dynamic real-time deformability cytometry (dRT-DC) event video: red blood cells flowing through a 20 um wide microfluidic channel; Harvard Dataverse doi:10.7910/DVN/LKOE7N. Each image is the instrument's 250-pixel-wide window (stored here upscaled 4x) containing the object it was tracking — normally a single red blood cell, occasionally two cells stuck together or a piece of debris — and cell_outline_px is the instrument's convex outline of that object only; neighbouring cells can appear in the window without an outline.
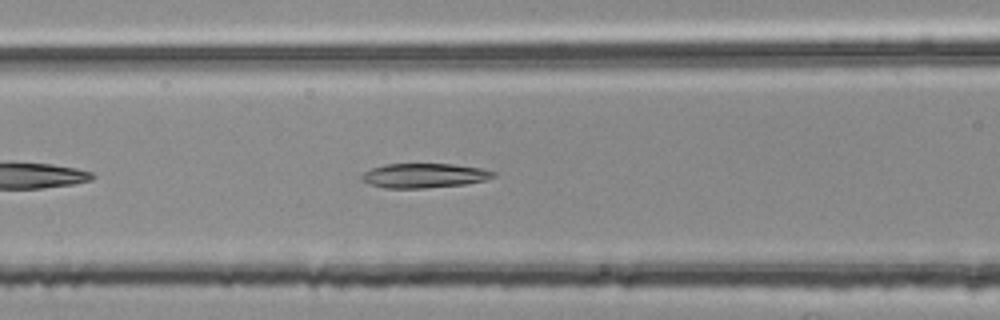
{"species": "common noctule bat (a hibernating species)", "species_latin": "Nyctalus noctula", "temperature_condition": "room temperature", "stored_images_in_passage": 31, "camera_frame_rate_fps": 3000, "um_per_image_px": 0.085, "animal": {"sex": "female", "body_mass_g": 25.1}, "frame": {"image": 1, "passage_image": 8, "time_ms": 2.333, "image_size_px": [1000, 320], "cell_outline_px": [[496, 176], [484, 180], [464, 184], [424, 188], [384, 188], [360, 180], [360, 176], [364, 172], [372, 168], [384, 164], [452, 164], [484, 168], [496, 172]], "centroid_in_image_um": [36.06, 14.92], "position_along_channel_um": 130.5, "area_um2": 18.79}}
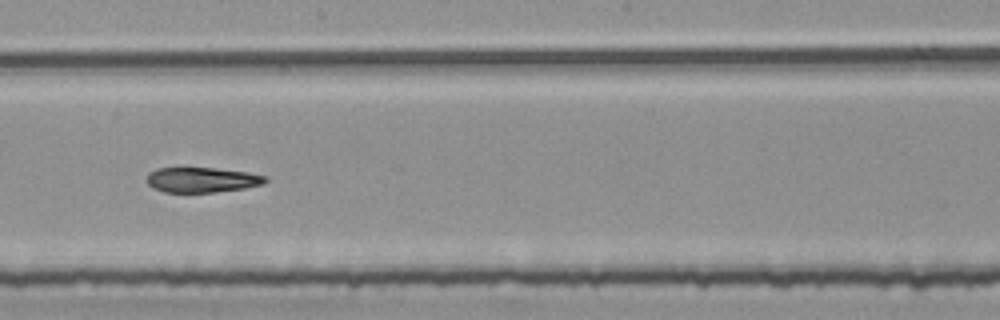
{"frame": {"image": 2, "passage_image": 16, "time_ms": 5.0, "image_size_px": [1000, 320], "cell_outline_px": [[268, 180], [264, 184], [244, 188], [212, 192], [164, 192], [152, 188], [148, 184], [148, 172], [156, 168], [216, 168], [248, 172], [268, 176]], "centroid_in_image_um": [17.18, 15.28], "position_along_channel_um": 231.0, "area_um2": 17.4}}
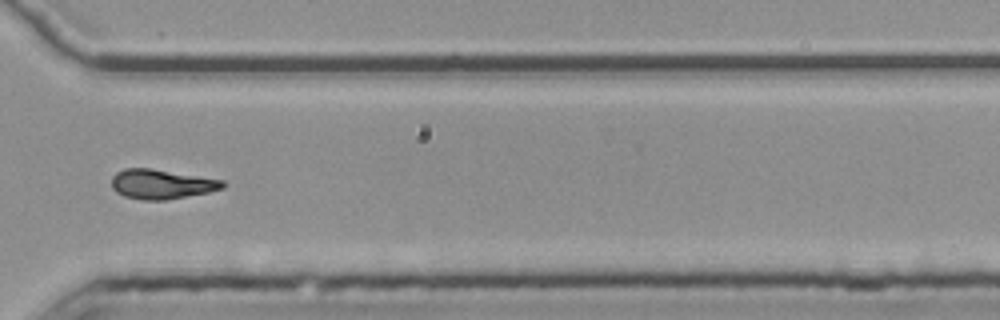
{"frame": {"image": 3, "passage_image": 26, "time_ms": 8.333, "image_size_px": [1000, 320], "cell_outline_px": [[228, 184], [224, 188], [208, 192], [164, 200], [144, 200], [124, 196], [116, 192], [112, 188], [112, 176], [116, 172], [124, 168], [152, 168], [224, 180]], "centroid_in_image_um": [13.74, 15.64], "position_along_channel_um": 356.9, "area_um2": 19.25}, "authors_computed_cell_mechanics": {"area_um2": 18.6116, "velocity_mm_per_s": 3.7872, "shape_relaxation_time_tau1_ms": null, "shape_relaxation_time_tau2_ms": 7.0763, "deformation_change_tau1": null, "deformation_change_tau2": 0.1569}}